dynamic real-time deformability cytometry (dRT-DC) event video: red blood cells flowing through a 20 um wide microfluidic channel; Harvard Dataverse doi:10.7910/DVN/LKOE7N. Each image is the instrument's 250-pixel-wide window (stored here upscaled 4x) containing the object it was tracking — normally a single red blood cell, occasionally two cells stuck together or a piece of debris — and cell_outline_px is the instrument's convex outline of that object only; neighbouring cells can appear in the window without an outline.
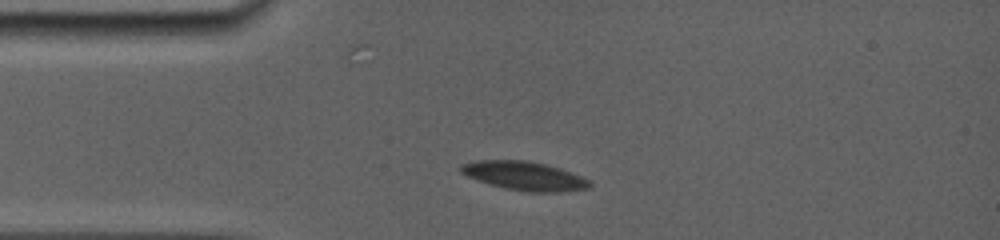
{"species": "common noctule bat (a hibernating species)", "species_latin": "Nyctalus noctula", "temperature_condition": "room temperature", "stored_images_in_passage": 14, "camera_frame_rate_fps": 5000, "um_per_image_px": 0.085, "animal": {"sex": "female", "body_mass_g": 19.0, "forearm_length_mm": 56.7}, "frame": {"image": 1, "passage_image": 1, "time_ms": 0.0, "image_size_px": [1000, 240], "cell_outline_px": [[592, 184], [588, 188], [560, 192], [528, 192], [504, 188], [488, 184], [476, 180], [460, 172], [460, 164], [476, 160], [528, 160], [560, 168], [580, 176], [588, 180]], "centroid_in_image_um": [44.53, 14.95], "position_along_channel_um": 40.5, "area_um2": 21.62}}
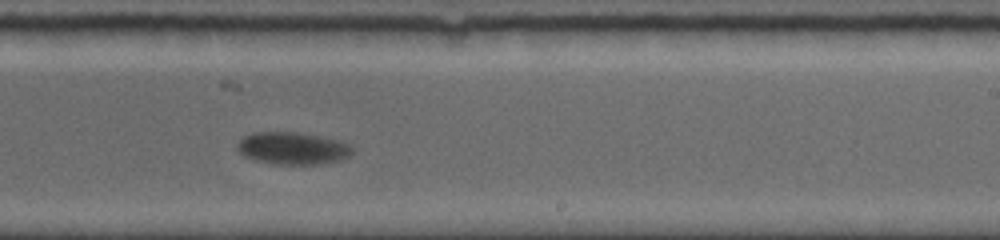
{"frame": {"image": 2, "passage_image": 7, "time_ms": 6.6, "image_size_px": [1000, 240], "cell_outline_px": [[352, 152], [348, 156], [340, 160], [320, 164], [272, 164], [256, 160], [244, 156], [236, 148], [236, 144], [244, 136], [252, 132], [296, 132], [340, 140], [352, 144]], "centroid_in_image_um": [24.87, 12.6], "position_along_channel_um": 264.1, "area_um2": 21.73}}
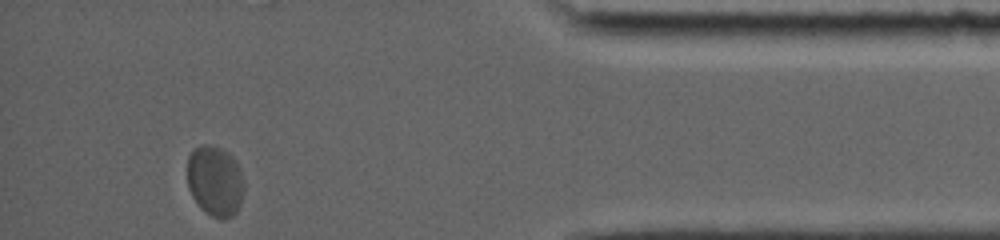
{"frame": {"image": 3, "passage_image": 14, "time_ms": 11.6, "image_size_px": [1000, 240], "cell_outline_px": [[244, 192], [240, 204], [236, 212], [232, 216], [224, 220], [220, 220], [212, 216], [200, 208], [192, 196], [188, 188], [188, 156], [200, 144], [208, 144], [220, 148], [228, 152], [236, 160], [240, 168], [244, 180]], "centroid_in_image_um": [18.3, 15.39], "position_along_channel_um": 416.9, "area_um2": 23.64}, "authors_computed_cell_mechanics": {"area_um2": 22.3975, "velocity_mm_per_s": 3.6755, "shape_relaxation_time_tau1_ms": 3.3025, "shape_relaxation_time_tau2_ms": null, "deformation_change_tau1": 0.0926, "deformation_change_tau2": null}}